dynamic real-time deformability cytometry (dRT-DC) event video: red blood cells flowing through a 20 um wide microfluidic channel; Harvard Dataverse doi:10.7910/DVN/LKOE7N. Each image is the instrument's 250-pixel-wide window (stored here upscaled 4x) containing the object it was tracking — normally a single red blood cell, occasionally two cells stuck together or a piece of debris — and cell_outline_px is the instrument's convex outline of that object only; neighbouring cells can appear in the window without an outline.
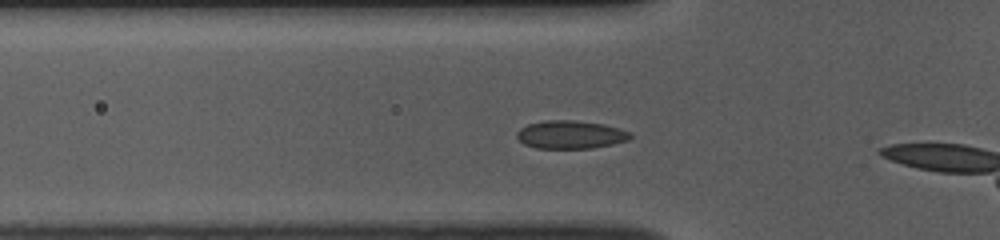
{"species": "common noctule bat (a hibernating species)", "species_latin": "Nyctalus noctula", "temperature_condition": "room temperature", "stored_images_in_passage": 8, "camera_frame_rate_fps": 3000, "um_per_image_px": 0.085, "animal": {"sex": "female", "body_mass_g": 10.0, "forearm_length_mm": 53.1}, "frame": {"image": 1, "passage_image": 3, "time_ms": 0.667, "image_size_px": [1000, 240], "cell_outline_px": [[632, 136], [628, 140], [612, 144], [592, 148], [536, 148], [524, 144], [516, 136], [516, 132], [520, 128], [528, 124], [548, 120], [572, 120], [604, 124], [620, 128], [628, 132]], "centroid_in_image_um": [48.48, 11.44], "position_along_channel_um": 77.3, "area_um2": 18.5}}
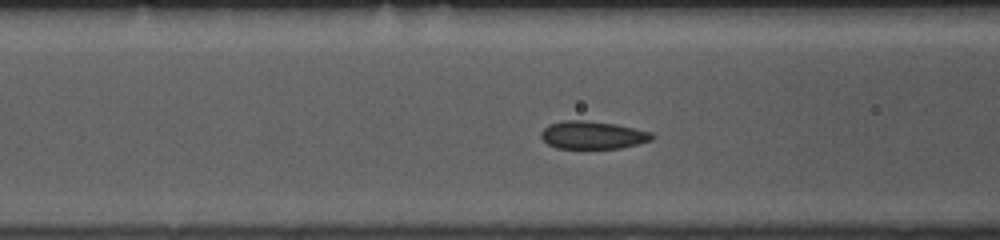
{"frame": {"image": 2, "passage_image": 6, "time_ms": 1.667, "image_size_px": [1000, 240], "cell_outline_px": [[656, 136], [652, 140], [620, 148], [556, 148], [548, 144], [540, 136], [540, 132], [548, 124], [564, 120], [584, 120], [616, 124], [652, 132]], "centroid_in_image_um": [50.37, 11.47], "position_along_channel_um": 116.2, "area_um2": 18.03}}